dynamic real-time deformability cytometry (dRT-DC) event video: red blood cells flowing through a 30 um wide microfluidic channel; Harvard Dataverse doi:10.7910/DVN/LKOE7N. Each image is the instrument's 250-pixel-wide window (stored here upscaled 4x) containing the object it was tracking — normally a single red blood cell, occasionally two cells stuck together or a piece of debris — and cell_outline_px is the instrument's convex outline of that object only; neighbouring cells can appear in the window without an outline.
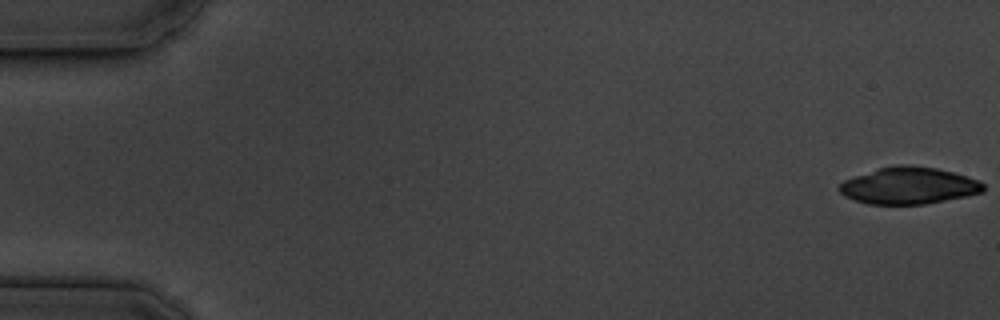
{"species": "common noctule bat (a hibernating species)", "species_latin": "Nyctalus noctula", "temperature_condition": "cold", "stored_images_in_passage": 11, "camera_frame_rate_fps": 3000, "um_per_image_px": 0.085, "animal": {"sex": "male", "body_mass_g": 19.5, "forearm_length_mm": 54.6}, "frame": {"image": 1, "passage_image": 1, "time_ms": 0.0, "image_size_px": [1000, 320], "cell_outline_px": [[984, 192], [968, 196], [924, 204], [868, 204], [844, 196], [840, 192], [840, 184], [844, 180], [880, 168], [896, 164], [908, 164], [936, 168], [952, 172], [976, 180], [984, 184]], "centroid_in_image_um": [77.26, 15.78], "position_along_channel_um": 7.7, "area_um2": 30.63}}